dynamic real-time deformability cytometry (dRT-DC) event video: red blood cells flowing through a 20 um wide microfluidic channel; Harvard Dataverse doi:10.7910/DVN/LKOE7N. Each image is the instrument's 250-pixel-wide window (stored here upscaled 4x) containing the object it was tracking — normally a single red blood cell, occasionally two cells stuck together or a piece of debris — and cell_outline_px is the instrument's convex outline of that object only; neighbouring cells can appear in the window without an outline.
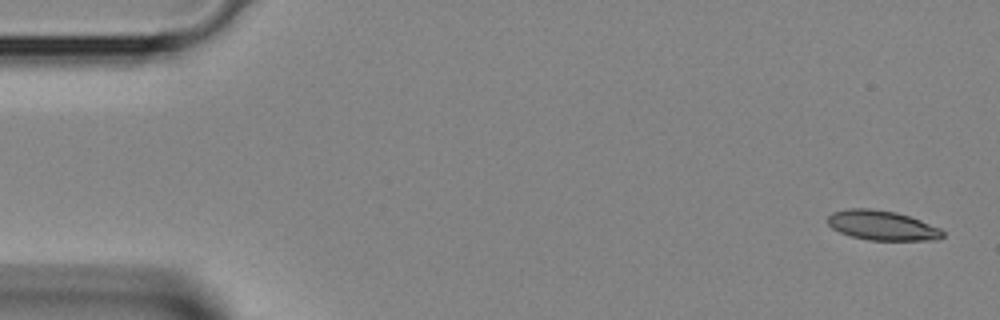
{"species": "Egyptian fruit bat (a non-hibernating species)", "species_latin": "Rousettus aegyptiacus", "temperature_condition": "room temperature", "stored_images_in_passage": 6, "segment_of_instrument_passage": [1, 2], "camera_frame_rate_fps": 3000, "um_per_image_px": 0.085, "animal": {"sex": "female"}, "frame": {"image": 1, "passage_image": 1, "time_ms": 0.0, "image_size_px": [1000, 320], "cell_outline_px": [[944, 236], [940, 240], [868, 240], [852, 236], [840, 232], [832, 228], [828, 224], [828, 216], [832, 212], [848, 208], [868, 208], [896, 212], [920, 220], [940, 228], [944, 232]], "centroid_in_image_um": [74.99, 19.16], "position_along_channel_um": 10.0, "area_um2": 19.88}}
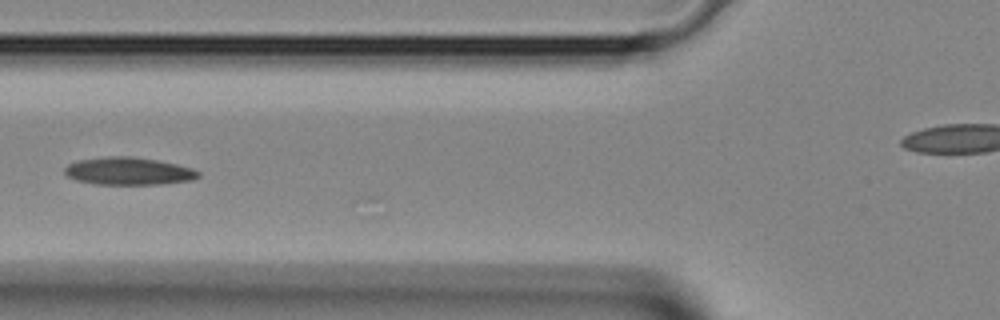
{"frame": {"image": 2, "passage_image": 5, "time_ms": 1.333, "image_size_px": [1000, 320], "cell_outline_px": [[200, 176], [192, 180], [160, 184], [96, 184], [76, 180], [68, 176], [64, 172], [64, 168], [68, 164], [80, 160], [108, 156], [132, 156], [156, 160], [176, 164], [192, 168], [200, 172]], "centroid_in_image_um": [10.93, 14.54], "position_along_channel_um": 114.9, "area_um2": 21.39}}